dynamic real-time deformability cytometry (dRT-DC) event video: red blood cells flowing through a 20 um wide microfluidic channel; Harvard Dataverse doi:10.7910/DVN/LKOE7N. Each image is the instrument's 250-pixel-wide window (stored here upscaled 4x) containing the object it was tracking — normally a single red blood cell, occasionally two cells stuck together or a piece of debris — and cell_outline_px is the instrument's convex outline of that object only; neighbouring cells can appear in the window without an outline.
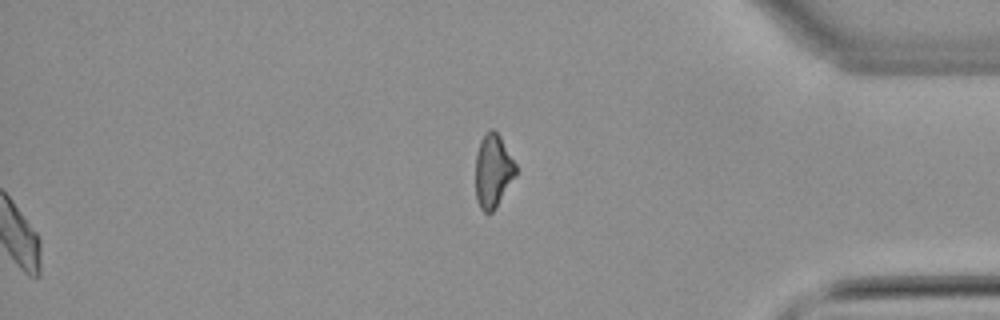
{"species": "common noctule bat (a hibernating species)", "species_latin": "Nyctalus noctula", "temperature_condition": "warm", "stored_images_in_passage": 54, "segment_of_instrument_passage": [2, 2], "camera_frame_rate_fps": 3000, "um_per_image_px": 0.085, "animal": {"sex": "male", "body_mass_g": 21.5, "forearm_length_mm": 52.0}, "frame": {"image": 1, "passage_image": 54, "time_ms": 17.667, "image_size_px": [1000, 320], "cell_outline_px": [[516, 176], [492, 212], [484, 212], [480, 208], [476, 200], [476, 152], [480, 140], [484, 132], [492, 128], [500, 136], [516, 164]], "centroid_in_image_um": [41.9, 14.5], "position_along_channel_um": 393.3, "area_um2": 17.22}}